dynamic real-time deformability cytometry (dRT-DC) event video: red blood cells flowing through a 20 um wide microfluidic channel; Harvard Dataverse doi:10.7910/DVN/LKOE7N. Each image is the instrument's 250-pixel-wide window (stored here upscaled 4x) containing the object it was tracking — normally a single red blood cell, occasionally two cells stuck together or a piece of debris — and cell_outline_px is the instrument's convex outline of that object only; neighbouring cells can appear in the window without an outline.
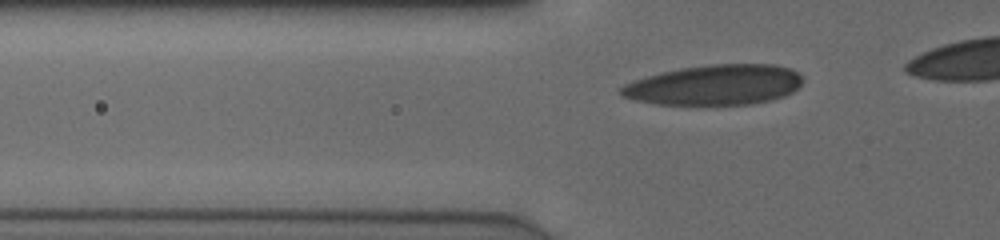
{"species": "human", "species_latin": "Homo sapiens", "temperature_condition": "cold", "stored_images_in_passage": 34, "camera_frame_rate_fps": 3000, "um_per_image_px": 0.085, "donor": {"sex": "male"}, "frame": {"image": 1, "passage_image": 5, "time_ms": 1.333, "image_size_px": [1000, 240], "cell_outline_px": [[800, 84], [792, 92], [784, 96], [772, 100], [752, 104], [656, 104], [636, 100], [624, 96], [616, 92], [624, 84], [632, 80], [660, 72], [680, 68], [712, 64], [776, 64], [792, 68], [800, 76]], "centroid_in_image_um": [60.72, 7.21], "position_along_channel_um": 65.1, "area_um2": 42.6}}
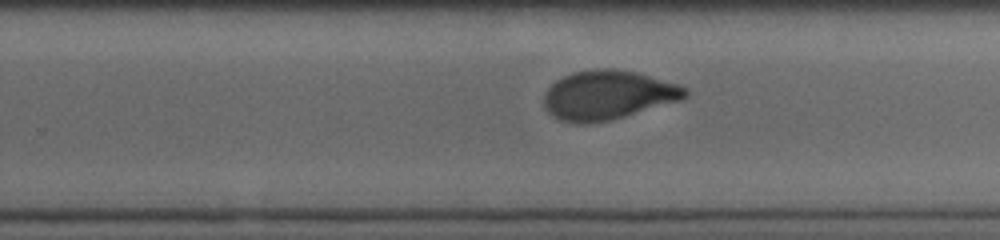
{"frame": {"image": 2, "passage_image": 22, "time_ms": 7.0, "image_size_px": [1000, 240], "cell_outline_px": [[688, 96], [680, 100], [624, 116], [608, 120], [588, 124], [576, 124], [560, 120], [552, 116], [544, 108], [544, 92], [556, 80], [572, 72], [600, 68], [616, 68], [636, 72], [676, 84], [688, 88]], "centroid_in_image_um": [51.63, 8.08], "position_along_channel_um": 278.2, "area_um2": 40.4}}
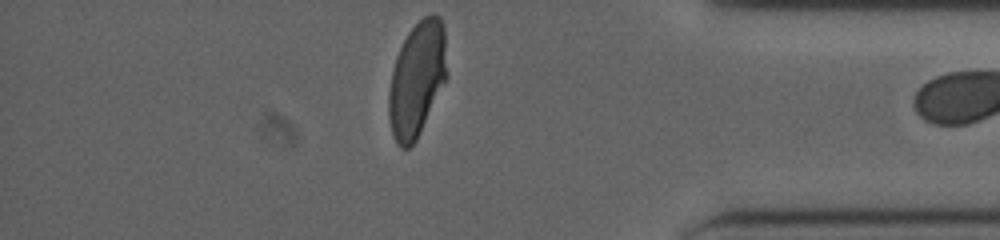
{"frame": {"image": 3, "passage_image": 33, "time_ms": 10.667, "image_size_px": [1000, 240], "cell_outline_px": [[448, 76], [416, 140], [408, 148], [400, 148], [396, 144], [392, 132], [388, 116], [388, 92], [392, 72], [396, 56], [408, 32], [424, 16], [432, 12], [440, 16], [444, 24]], "centroid_in_image_um": [35.45, 6.71], "position_along_channel_um": 399.7, "area_um2": 39.19}}